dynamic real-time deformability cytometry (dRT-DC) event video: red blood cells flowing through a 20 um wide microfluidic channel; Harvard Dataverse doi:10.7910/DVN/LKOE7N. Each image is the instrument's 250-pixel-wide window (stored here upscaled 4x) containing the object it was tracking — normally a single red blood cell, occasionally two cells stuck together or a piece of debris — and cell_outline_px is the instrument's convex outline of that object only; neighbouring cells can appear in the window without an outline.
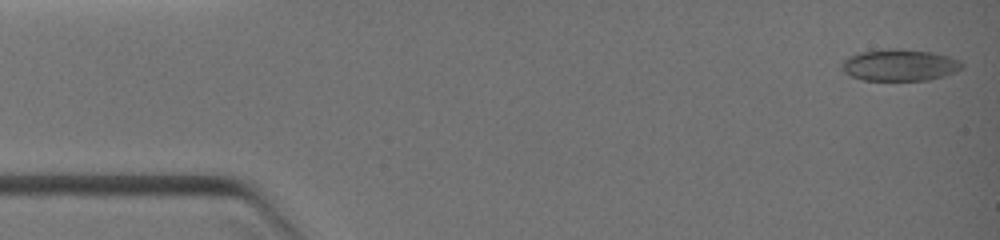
{"species": "common noctule bat (a hibernating species)", "species_latin": "Nyctalus noctula", "temperature_condition": "warm", "stored_images_in_passage": 5, "camera_frame_rate_fps": 3000, "um_per_image_px": 0.085, "animal": {"sex": "female", "body_mass_g": 19.0, "forearm_length_mm": 51.5}, "frame": {"image": 1, "passage_image": 1, "time_ms": 0.0, "image_size_px": [1000, 240], "cell_outline_px": [[964, 64], [960, 68], [952, 72], [928, 80], [864, 80], [852, 76], [844, 72], [840, 64], [848, 56], [864, 52], [928, 52], [948, 56]], "centroid_in_image_um": [76.42, 5.59], "position_along_channel_um": 8.6, "area_um2": 20.63}}
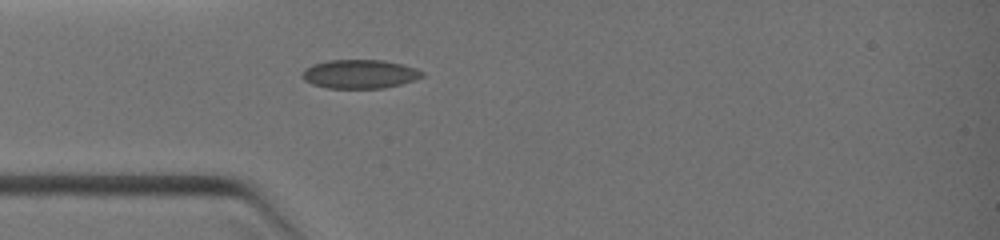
{"frame": {"image": 2, "passage_image": 5, "time_ms": 3.0, "image_size_px": [1000, 240], "cell_outline_px": [[424, 76], [416, 80], [384, 88], [328, 88], [312, 84], [304, 80], [300, 76], [304, 68], [312, 64], [328, 60], [384, 60], [416, 68], [424, 72]], "centroid_in_image_um": [30.56, 6.29], "position_along_channel_um": 54.4, "area_um2": 20.29}}